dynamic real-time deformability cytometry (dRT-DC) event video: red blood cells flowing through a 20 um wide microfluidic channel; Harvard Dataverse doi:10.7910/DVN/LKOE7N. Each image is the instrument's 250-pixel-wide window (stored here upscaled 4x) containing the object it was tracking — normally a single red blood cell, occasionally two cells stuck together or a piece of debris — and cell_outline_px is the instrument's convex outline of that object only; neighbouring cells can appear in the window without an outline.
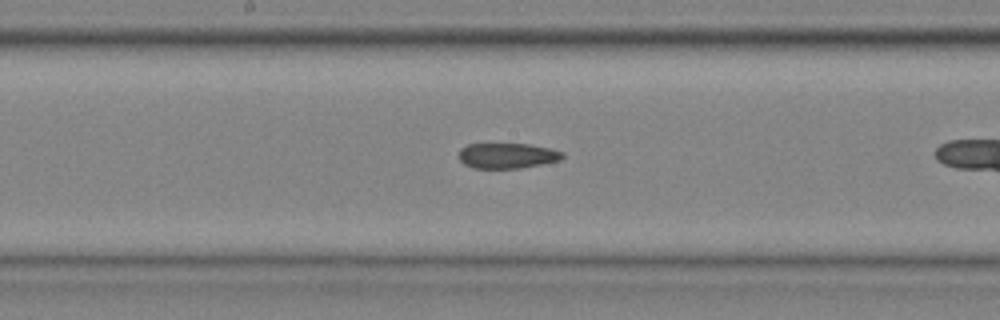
{"species": "common noctule bat (a hibernating species)", "species_latin": "Nyctalus noctula", "temperature_condition": "cold", "stored_images_in_passage": 14, "camera_frame_rate_fps": 3000, "um_per_image_px": 0.085, "animal": {"sex": "male", "body_mass_g": 20.4}, "frame": {"image": 1, "passage_image": 12, "time_ms": 3.667, "image_size_px": [1000, 320], "cell_outline_px": [[564, 156], [560, 160], [520, 168], [472, 168], [464, 164], [460, 160], [460, 148], [468, 144], [528, 144], [552, 148], [564, 152]], "centroid_in_image_um": [43.13, 13.23], "position_along_channel_um": 205.1, "area_um2": 15.32}}